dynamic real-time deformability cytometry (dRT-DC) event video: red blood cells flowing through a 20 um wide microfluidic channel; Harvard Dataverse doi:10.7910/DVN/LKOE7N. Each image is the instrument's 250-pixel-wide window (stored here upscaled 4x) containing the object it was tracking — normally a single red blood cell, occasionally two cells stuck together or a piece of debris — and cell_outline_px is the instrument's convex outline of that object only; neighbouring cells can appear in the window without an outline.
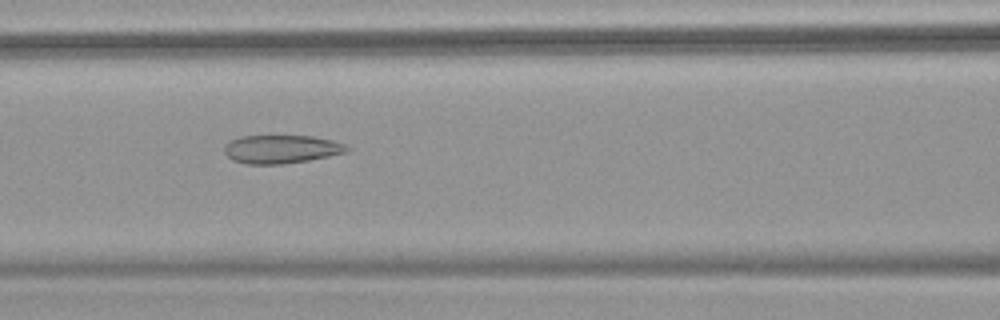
{"species": "common noctule bat (a hibernating species)", "species_latin": "Nyctalus noctula", "temperature_condition": "warm", "stored_images_in_passage": 53, "camera_frame_rate_fps": 3000, "um_per_image_px": 0.085, "animal": {"sex": "female", "body_mass_g": 18.4}, "frame": {"image": 1, "passage_image": 24, "time_ms": 7.667, "image_size_px": [1000, 320], "cell_outline_px": [[352, 148], [348, 152], [308, 160], [280, 164], [248, 164], [232, 160], [224, 152], [224, 148], [232, 140], [240, 136], [312, 136], [332, 140], [344, 144]], "centroid_in_image_um": [23.94, 12.68], "position_along_channel_um": 142.7, "area_um2": 20.11}}
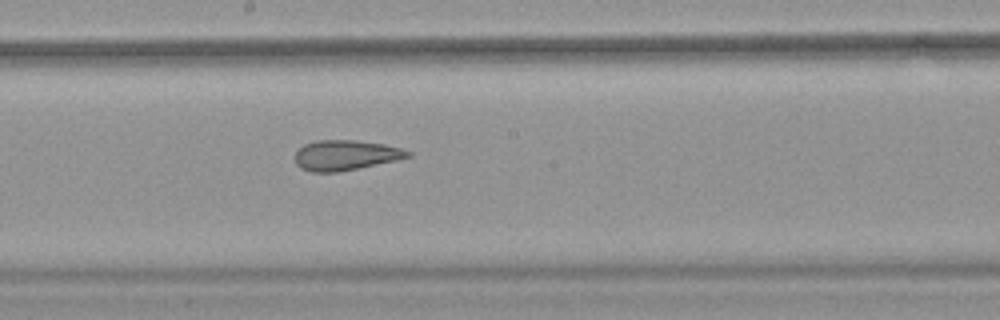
{"frame": {"image": 2, "passage_image": 30, "time_ms": 9.667, "image_size_px": [1000, 320], "cell_outline_px": [[412, 156], [396, 160], [336, 172], [312, 172], [300, 168], [296, 164], [296, 152], [304, 144], [316, 140], [356, 140], [384, 144], [400, 148], [412, 152]], "centroid_in_image_um": [29.36, 13.18], "position_along_channel_um": 218.8, "area_um2": 19.65}}
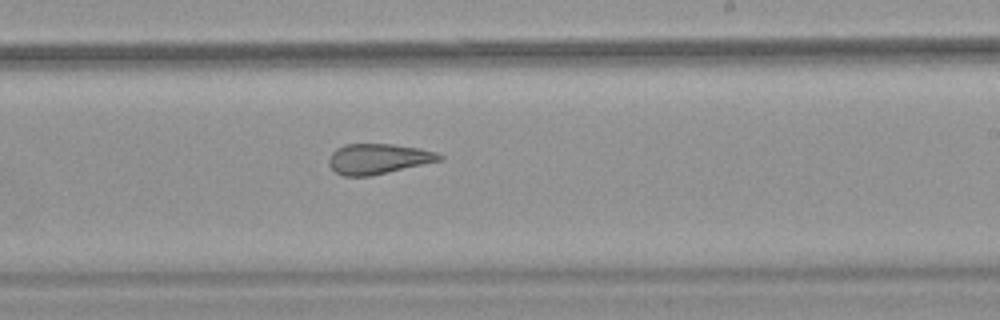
{"frame": {"image": 3, "passage_image": 33, "time_ms": 10.667, "image_size_px": [1000, 320], "cell_outline_px": [[444, 156], [440, 160], [368, 176], [344, 176], [336, 172], [328, 164], [328, 160], [332, 152], [336, 148], [344, 144], [392, 144], [420, 148], [436, 152]], "centroid_in_image_um": [32.1, 13.48], "position_along_channel_um": 256.9, "area_um2": 19.25}, "authors_computed_cell_mechanics": {"area_um2": 24.276, "velocity_mm_per_s": 3.8217, "shape_relaxation_time_tau1_ms": null, "shape_relaxation_time_tau2_ms": 2.1445, "deformation_change_tau1": null, "deformation_change_tau2": 0.1044}}